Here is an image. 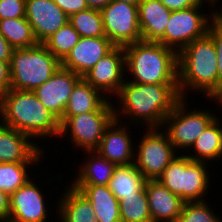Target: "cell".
Returning a JSON list of instances; mask_svg holds the SVG:
<instances>
[{
    "label": "cell",
    "mask_w": 222,
    "mask_h": 222,
    "mask_svg": "<svg viewBox=\"0 0 222 222\" xmlns=\"http://www.w3.org/2000/svg\"><path fill=\"white\" fill-rule=\"evenodd\" d=\"M177 60L181 98L187 99L189 92L194 95L202 93L200 98L205 97V101L218 98V58L215 44L208 34L181 49Z\"/></svg>",
    "instance_id": "cell-3"
},
{
    "label": "cell",
    "mask_w": 222,
    "mask_h": 222,
    "mask_svg": "<svg viewBox=\"0 0 222 222\" xmlns=\"http://www.w3.org/2000/svg\"><path fill=\"white\" fill-rule=\"evenodd\" d=\"M125 69L124 47L115 46L82 78L93 88L100 90L107 98L113 100L112 96L119 92L126 80Z\"/></svg>",
    "instance_id": "cell-12"
},
{
    "label": "cell",
    "mask_w": 222,
    "mask_h": 222,
    "mask_svg": "<svg viewBox=\"0 0 222 222\" xmlns=\"http://www.w3.org/2000/svg\"><path fill=\"white\" fill-rule=\"evenodd\" d=\"M115 98L112 101L115 119L123 120L127 125L133 124L131 129L139 125L142 128H161L165 118L182 99L178 84H141L127 80Z\"/></svg>",
    "instance_id": "cell-1"
},
{
    "label": "cell",
    "mask_w": 222,
    "mask_h": 222,
    "mask_svg": "<svg viewBox=\"0 0 222 222\" xmlns=\"http://www.w3.org/2000/svg\"><path fill=\"white\" fill-rule=\"evenodd\" d=\"M41 147L27 134L3 124L0 126V163L43 162L47 151L43 149L45 146Z\"/></svg>",
    "instance_id": "cell-16"
},
{
    "label": "cell",
    "mask_w": 222,
    "mask_h": 222,
    "mask_svg": "<svg viewBox=\"0 0 222 222\" xmlns=\"http://www.w3.org/2000/svg\"><path fill=\"white\" fill-rule=\"evenodd\" d=\"M214 101H215V103H214L215 105L218 104L222 108V94L217 99H211V101L209 99L210 103L211 102L213 103Z\"/></svg>",
    "instance_id": "cell-41"
},
{
    "label": "cell",
    "mask_w": 222,
    "mask_h": 222,
    "mask_svg": "<svg viewBox=\"0 0 222 222\" xmlns=\"http://www.w3.org/2000/svg\"><path fill=\"white\" fill-rule=\"evenodd\" d=\"M206 4L211 7L207 6L205 12ZM216 4V0H203L199 5L172 11L165 33L157 42L178 53L195 39L205 36L210 23L218 16Z\"/></svg>",
    "instance_id": "cell-7"
},
{
    "label": "cell",
    "mask_w": 222,
    "mask_h": 222,
    "mask_svg": "<svg viewBox=\"0 0 222 222\" xmlns=\"http://www.w3.org/2000/svg\"><path fill=\"white\" fill-rule=\"evenodd\" d=\"M65 187L57 197L55 217L58 222H98L89 200L71 185Z\"/></svg>",
    "instance_id": "cell-20"
},
{
    "label": "cell",
    "mask_w": 222,
    "mask_h": 222,
    "mask_svg": "<svg viewBox=\"0 0 222 222\" xmlns=\"http://www.w3.org/2000/svg\"><path fill=\"white\" fill-rule=\"evenodd\" d=\"M211 165L178 154L157 180L184 202L205 201L213 184L211 177L216 176H210Z\"/></svg>",
    "instance_id": "cell-5"
},
{
    "label": "cell",
    "mask_w": 222,
    "mask_h": 222,
    "mask_svg": "<svg viewBox=\"0 0 222 222\" xmlns=\"http://www.w3.org/2000/svg\"><path fill=\"white\" fill-rule=\"evenodd\" d=\"M112 104L100 90L93 88L83 78L75 85L65 108L62 125L70 116L95 110H106Z\"/></svg>",
    "instance_id": "cell-21"
},
{
    "label": "cell",
    "mask_w": 222,
    "mask_h": 222,
    "mask_svg": "<svg viewBox=\"0 0 222 222\" xmlns=\"http://www.w3.org/2000/svg\"><path fill=\"white\" fill-rule=\"evenodd\" d=\"M26 16V0H0V20Z\"/></svg>",
    "instance_id": "cell-34"
},
{
    "label": "cell",
    "mask_w": 222,
    "mask_h": 222,
    "mask_svg": "<svg viewBox=\"0 0 222 222\" xmlns=\"http://www.w3.org/2000/svg\"><path fill=\"white\" fill-rule=\"evenodd\" d=\"M14 48L9 44L5 37L0 33V60L11 62Z\"/></svg>",
    "instance_id": "cell-39"
},
{
    "label": "cell",
    "mask_w": 222,
    "mask_h": 222,
    "mask_svg": "<svg viewBox=\"0 0 222 222\" xmlns=\"http://www.w3.org/2000/svg\"><path fill=\"white\" fill-rule=\"evenodd\" d=\"M126 127V123L114 119L105 129L100 145L95 150L116 165L134 164L136 143L133 142L130 126Z\"/></svg>",
    "instance_id": "cell-17"
},
{
    "label": "cell",
    "mask_w": 222,
    "mask_h": 222,
    "mask_svg": "<svg viewBox=\"0 0 222 222\" xmlns=\"http://www.w3.org/2000/svg\"><path fill=\"white\" fill-rule=\"evenodd\" d=\"M91 203L98 222H121L119 201L108 185H71Z\"/></svg>",
    "instance_id": "cell-25"
},
{
    "label": "cell",
    "mask_w": 222,
    "mask_h": 222,
    "mask_svg": "<svg viewBox=\"0 0 222 222\" xmlns=\"http://www.w3.org/2000/svg\"><path fill=\"white\" fill-rule=\"evenodd\" d=\"M54 3L64 11L67 16L89 8L86 0H53Z\"/></svg>",
    "instance_id": "cell-35"
},
{
    "label": "cell",
    "mask_w": 222,
    "mask_h": 222,
    "mask_svg": "<svg viewBox=\"0 0 222 222\" xmlns=\"http://www.w3.org/2000/svg\"><path fill=\"white\" fill-rule=\"evenodd\" d=\"M215 44L218 58V97L222 94V18L218 15L211 23L207 33Z\"/></svg>",
    "instance_id": "cell-33"
},
{
    "label": "cell",
    "mask_w": 222,
    "mask_h": 222,
    "mask_svg": "<svg viewBox=\"0 0 222 222\" xmlns=\"http://www.w3.org/2000/svg\"><path fill=\"white\" fill-rule=\"evenodd\" d=\"M112 0H86L89 8L101 10L108 5Z\"/></svg>",
    "instance_id": "cell-40"
},
{
    "label": "cell",
    "mask_w": 222,
    "mask_h": 222,
    "mask_svg": "<svg viewBox=\"0 0 222 222\" xmlns=\"http://www.w3.org/2000/svg\"><path fill=\"white\" fill-rule=\"evenodd\" d=\"M215 211L210 201L185 202L178 222H222V216Z\"/></svg>",
    "instance_id": "cell-32"
},
{
    "label": "cell",
    "mask_w": 222,
    "mask_h": 222,
    "mask_svg": "<svg viewBox=\"0 0 222 222\" xmlns=\"http://www.w3.org/2000/svg\"><path fill=\"white\" fill-rule=\"evenodd\" d=\"M114 47L106 37H80L79 42L61 62V66L83 77Z\"/></svg>",
    "instance_id": "cell-18"
},
{
    "label": "cell",
    "mask_w": 222,
    "mask_h": 222,
    "mask_svg": "<svg viewBox=\"0 0 222 222\" xmlns=\"http://www.w3.org/2000/svg\"><path fill=\"white\" fill-rule=\"evenodd\" d=\"M69 23L80 37H106L101 11L88 8L69 16Z\"/></svg>",
    "instance_id": "cell-30"
},
{
    "label": "cell",
    "mask_w": 222,
    "mask_h": 222,
    "mask_svg": "<svg viewBox=\"0 0 222 222\" xmlns=\"http://www.w3.org/2000/svg\"><path fill=\"white\" fill-rule=\"evenodd\" d=\"M142 129L143 135L135 144L134 164L146 180H157L179 152L161 128Z\"/></svg>",
    "instance_id": "cell-9"
},
{
    "label": "cell",
    "mask_w": 222,
    "mask_h": 222,
    "mask_svg": "<svg viewBox=\"0 0 222 222\" xmlns=\"http://www.w3.org/2000/svg\"><path fill=\"white\" fill-rule=\"evenodd\" d=\"M61 67V62L42 43L14 49L11 62V89L35 91Z\"/></svg>",
    "instance_id": "cell-6"
},
{
    "label": "cell",
    "mask_w": 222,
    "mask_h": 222,
    "mask_svg": "<svg viewBox=\"0 0 222 222\" xmlns=\"http://www.w3.org/2000/svg\"><path fill=\"white\" fill-rule=\"evenodd\" d=\"M81 79L82 76L61 66L50 79L33 92L45 108L61 120L70 95Z\"/></svg>",
    "instance_id": "cell-14"
},
{
    "label": "cell",
    "mask_w": 222,
    "mask_h": 222,
    "mask_svg": "<svg viewBox=\"0 0 222 222\" xmlns=\"http://www.w3.org/2000/svg\"><path fill=\"white\" fill-rule=\"evenodd\" d=\"M219 117L218 115L204 129L191 148L184 153L187 157L199 162H222V118Z\"/></svg>",
    "instance_id": "cell-24"
},
{
    "label": "cell",
    "mask_w": 222,
    "mask_h": 222,
    "mask_svg": "<svg viewBox=\"0 0 222 222\" xmlns=\"http://www.w3.org/2000/svg\"><path fill=\"white\" fill-rule=\"evenodd\" d=\"M0 33L14 49L29 48L38 44L26 17L0 20Z\"/></svg>",
    "instance_id": "cell-27"
},
{
    "label": "cell",
    "mask_w": 222,
    "mask_h": 222,
    "mask_svg": "<svg viewBox=\"0 0 222 222\" xmlns=\"http://www.w3.org/2000/svg\"><path fill=\"white\" fill-rule=\"evenodd\" d=\"M83 153L86 155L85 160L83 158V162L77 166L78 172L72 174L71 177H75L67 181L70 183L68 185H108L117 165L95 150L83 151Z\"/></svg>",
    "instance_id": "cell-22"
},
{
    "label": "cell",
    "mask_w": 222,
    "mask_h": 222,
    "mask_svg": "<svg viewBox=\"0 0 222 222\" xmlns=\"http://www.w3.org/2000/svg\"><path fill=\"white\" fill-rule=\"evenodd\" d=\"M121 222H152L145 185L119 201Z\"/></svg>",
    "instance_id": "cell-29"
},
{
    "label": "cell",
    "mask_w": 222,
    "mask_h": 222,
    "mask_svg": "<svg viewBox=\"0 0 222 222\" xmlns=\"http://www.w3.org/2000/svg\"><path fill=\"white\" fill-rule=\"evenodd\" d=\"M0 118L3 125L27 134L35 142L39 141L40 146V141L58 139L61 131L60 120L45 108L33 91L10 89L3 94Z\"/></svg>",
    "instance_id": "cell-2"
},
{
    "label": "cell",
    "mask_w": 222,
    "mask_h": 222,
    "mask_svg": "<svg viewBox=\"0 0 222 222\" xmlns=\"http://www.w3.org/2000/svg\"><path fill=\"white\" fill-rule=\"evenodd\" d=\"M161 3L169 10H183L199 5L203 0H160Z\"/></svg>",
    "instance_id": "cell-37"
},
{
    "label": "cell",
    "mask_w": 222,
    "mask_h": 222,
    "mask_svg": "<svg viewBox=\"0 0 222 222\" xmlns=\"http://www.w3.org/2000/svg\"><path fill=\"white\" fill-rule=\"evenodd\" d=\"M104 32L115 46L142 41L138 5L112 0L101 10Z\"/></svg>",
    "instance_id": "cell-11"
},
{
    "label": "cell",
    "mask_w": 222,
    "mask_h": 222,
    "mask_svg": "<svg viewBox=\"0 0 222 222\" xmlns=\"http://www.w3.org/2000/svg\"><path fill=\"white\" fill-rule=\"evenodd\" d=\"M146 179L135 164L117 165L108 187L118 201L125 196L134 195L144 185Z\"/></svg>",
    "instance_id": "cell-26"
},
{
    "label": "cell",
    "mask_w": 222,
    "mask_h": 222,
    "mask_svg": "<svg viewBox=\"0 0 222 222\" xmlns=\"http://www.w3.org/2000/svg\"><path fill=\"white\" fill-rule=\"evenodd\" d=\"M33 178L34 176L10 195L9 220L14 222H49L47 220L50 218L48 216L50 213L49 203L46 204L48 197L44 194L40 182Z\"/></svg>",
    "instance_id": "cell-13"
},
{
    "label": "cell",
    "mask_w": 222,
    "mask_h": 222,
    "mask_svg": "<svg viewBox=\"0 0 222 222\" xmlns=\"http://www.w3.org/2000/svg\"><path fill=\"white\" fill-rule=\"evenodd\" d=\"M171 12L160 0H142L138 4L142 40L157 42L165 33Z\"/></svg>",
    "instance_id": "cell-23"
},
{
    "label": "cell",
    "mask_w": 222,
    "mask_h": 222,
    "mask_svg": "<svg viewBox=\"0 0 222 222\" xmlns=\"http://www.w3.org/2000/svg\"><path fill=\"white\" fill-rule=\"evenodd\" d=\"M189 98H182L165 118L161 129L167 134L169 141L179 154L187 152L195 143L204 129L216 118L214 110L204 108H192ZM190 108V109H188ZM202 109V110H201ZM214 111V112H213ZM183 150V151H181ZM185 150V151H184Z\"/></svg>",
    "instance_id": "cell-8"
},
{
    "label": "cell",
    "mask_w": 222,
    "mask_h": 222,
    "mask_svg": "<svg viewBox=\"0 0 222 222\" xmlns=\"http://www.w3.org/2000/svg\"><path fill=\"white\" fill-rule=\"evenodd\" d=\"M115 119L113 103L106 110H95L70 116L62 125L59 138H68L74 148L94 151L103 137L105 129ZM78 147V148H77Z\"/></svg>",
    "instance_id": "cell-10"
},
{
    "label": "cell",
    "mask_w": 222,
    "mask_h": 222,
    "mask_svg": "<svg viewBox=\"0 0 222 222\" xmlns=\"http://www.w3.org/2000/svg\"><path fill=\"white\" fill-rule=\"evenodd\" d=\"M79 39L80 35L78 32L67 22L43 44L60 62H62L72 48L79 42Z\"/></svg>",
    "instance_id": "cell-31"
},
{
    "label": "cell",
    "mask_w": 222,
    "mask_h": 222,
    "mask_svg": "<svg viewBox=\"0 0 222 222\" xmlns=\"http://www.w3.org/2000/svg\"><path fill=\"white\" fill-rule=\"evenodd\" d=\"M11 89L10 63L0 60V97Z\"/></svg>",
    "instance_id": "cell-36"
},
{
    "label": "cell",
    "mask_w": 222,
    "mask_h": 222,
    "mask_svg": "<svg viewBox=\"0 0 222 222\" xmlns=\"http://www.w3.org/2000/svg\"><path fill=\"white\" fill-rule=\"evenodd\" d=\"M221 7H222V6H220V5L217 6V8H218V9H217V13H218V14H222V8H221Z\"/></svg>",
    "instance_id": "cell-43"
},
{
    "label": "cell",
    "mask_w": 222,
    "mask_h": 222,
    "mask_svg": "<svg viewBox=\"0 0 222 222\" xmlns=\"http://www.w3.org/2000/svg\"><path fill=\"white\" fill-rule=\"evenodd\" d=\"M39 163L46 164L43 162L0 163V190L8 193L9 195L14 193L17 189L25 185L31 179L33 176V171L30 172V169L32 166L34 169V166L38 165Z\"/></svg>",
    "instance_id": "cell-28"
},
{
    "label": "cell",
    "mask_w": 222,
    "mask_h": 222,
    "mask_svg": "<svg viewBox=\"0 0 222 222\" xmlns=\"http://www.w3.org/2000/svg\"><path fill=\"white\" fill-rule=\"evenodd\" d=\"M124 50L127 81L178 84V60L174 49L159 42L142 40L126 45Z\"/></svg>",
    "instance_id": "cell-4"
},
{
    "label": "cell",
    "mask_w": 222,
    "mask_h": 222,
    "mask_svg": "<svg viewBox=\"0 0 222 222\" xmlns=\"http://www.w3.org/2000/svg\"><path fill=\"white\" fill-rule=\"evenodd\" d=\"M25 17L37 42L42 44L69 22L67 14L53 0H26Z\"/></svg>",
    "instance_id": "cell-15"
},
{
    "label": "cell",
    "mask_w": 222,
    "mask_h": 222,
    "mask_svg": "<svg viewBox=\"0 0 222 222\" xmlns=\"http://www.w3.org/2000/svg\"><path fill=\"white\" fill-rule=\"evenodd\" d=\"M10 218V195L0 190V221Z\"/></svg>",
    "instance_id": "cell-38"
},
{
    "label": "cell",
    "mask_w": 222,
    "mask_h": 222,
    "mask_svg": "<svg viewBox=\"0 0 222 222\" xmlns=\"http://www.w3.org/2000/svg\"><path fill=\"white\" fill-rule=\"evenodd\" d=\"M145 189L152 222H178L185 202L158 180H146Z\"/></svg>",
    "instance_id": "cell-19"
},
{
    "label": "cell",
    "mask_w": 222,
    "mask_h": 222,
    "mask_svg": "<svg viewBox=\"0 0 222 222\" xmlns=\"http://www.w3.org/2000/svg\"><path fill=\"white\" fill-rule=\"evenodd\" d=\"M0 222H14V221H11V220H5V221H0Z\"/></svg>",
    "instance_id": "cell-44"
},
{
    "label": "cell",
    "mask_w": 222,
    "mask_h": 222,
    "mask_svg": "<svg viewBox=\"0 0 222 222\" xmlns=\"http://www.w3.org/2000/svg\"><path fill=\"white\" fill-rule=\"evenodd\" d=\"M117 1L127 2V3H130V4L138 5L142 0H117Z\"/></svg>",
    "instance_id": "cell-42"
}]
</instances>
